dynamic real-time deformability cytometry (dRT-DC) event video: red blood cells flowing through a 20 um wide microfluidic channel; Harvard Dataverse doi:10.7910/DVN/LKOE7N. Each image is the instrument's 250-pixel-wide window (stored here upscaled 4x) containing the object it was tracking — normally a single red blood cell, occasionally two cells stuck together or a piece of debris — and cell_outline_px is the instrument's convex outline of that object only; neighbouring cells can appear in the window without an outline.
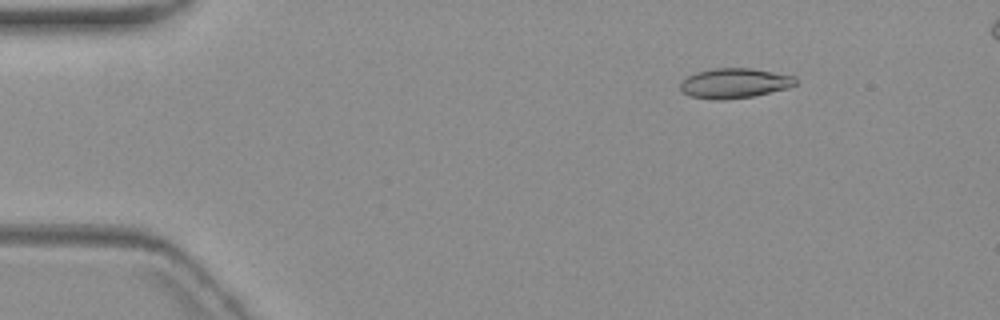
{"species": "common noctule bat (a hibernating species)", "species_latin": "Nyctalus noctula", "temperature_condition": "warm", "stored_images_in_passage": 5, "camera_frame_rate_fps": 3000, "um_per_image_px": 0.085, "animal": {"sex": "female", "body_mass_g": 19.3, "forearm_length_mm": 54.1}, "frame": {"image": 1, "passage_image": 2, "time_ms": 1.333, "image_size_px": [1000, 320], "cell_outline_px": [[796, 84], [788, 88], [752, 96], [724, 100], [716, 100], [688, 96], [680, 88], [680, 84], [688, 76], [696, 72], [716, 68], [748, 68], [796, 76]], "centroid_in_image_um": [62.43, 7.08], "position_along_channel_um": 22.6, "area_um2": 19.94}}